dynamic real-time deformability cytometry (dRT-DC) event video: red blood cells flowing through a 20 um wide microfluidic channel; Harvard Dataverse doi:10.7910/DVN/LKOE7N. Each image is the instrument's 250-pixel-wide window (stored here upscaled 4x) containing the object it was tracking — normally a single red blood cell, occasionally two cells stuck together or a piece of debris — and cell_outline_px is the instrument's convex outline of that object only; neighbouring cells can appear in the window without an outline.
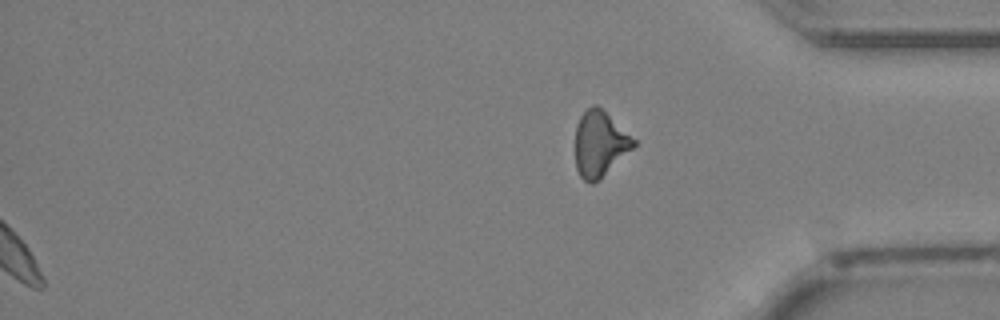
{"species": "Egyptian fruit bat (a non-hibernating species)", "species_latin": "Rousettus aegyptiacus", "temperature_condition": "cold", "stored_images_in_passage": 33, "segment_of_instrument_passage": [2, 2], "camera_frame_rate_fps": 3000, "um_per_image_px": 0.085, "animal": {"sex": "female"}, "frame": {"image": 1, "passage_image": 33, "time_ms": 10.667, "image_size_px": [1000, 320], "cell_outline_px": [[636, 144], [600, 180], [592, 184], [588, 184], [580, 176], [576, 168], [576, 124], [580, 116], [592, 104], [596, 104], [636, 140]], "centroid_in_image_um": [50.96, 12.25], "position_along_channel_um": 384.2, "area_um2": 22.08}}